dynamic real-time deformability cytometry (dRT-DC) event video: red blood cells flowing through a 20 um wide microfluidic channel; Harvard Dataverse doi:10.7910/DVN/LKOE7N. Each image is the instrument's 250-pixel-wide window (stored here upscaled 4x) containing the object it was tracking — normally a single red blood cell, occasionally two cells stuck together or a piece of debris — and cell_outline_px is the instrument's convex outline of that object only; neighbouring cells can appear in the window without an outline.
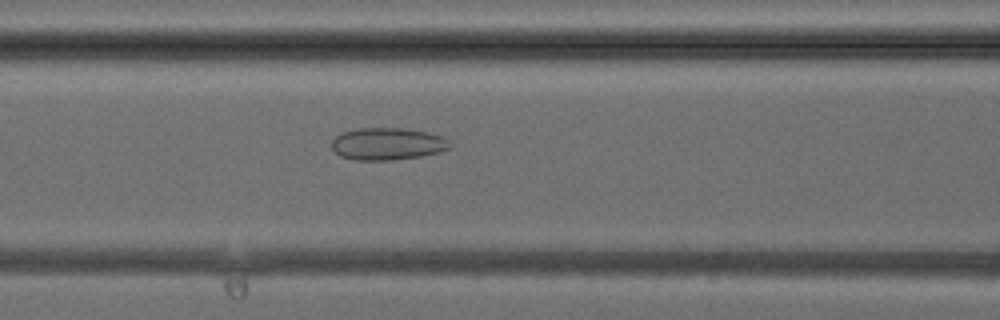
{"species": "common noctule bat (a hibernating species)", "species_latin": "Nyctalus noctula", "temperature_condition": "cold", "stored_images_in_passage": 41, "camera_frame_rate_fps": 3000, "um_per_image_px": 0.085, "animal": {"sex": "female", "body_mass_g": 24.6, "forearm_length_mm": 56.2}, "frame": {"image": 1, "passage_image": 17, "time_ms": 5.333, "image_size_px": [1000, 320], "cell_outline_px": [[452, 148], [440, 152], [420, 156], [392, 160], [356, 160], [340, 156], [332, 148], [332, 140], [336, 136], [344, 132], [360, 128], [400, 128], [424, 132], [440, 136], [448, 140], [452, 144]], "centroid_in_image_um": [32.94, 12.24], "position_along_channel_um": 133.7, "area_um2": 22.02}}
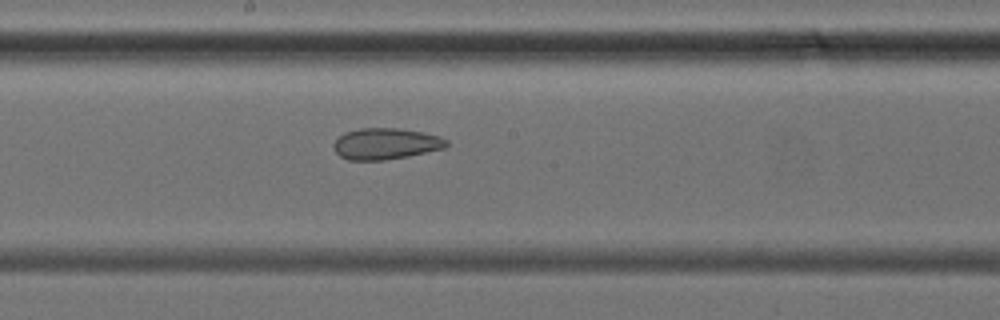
{"frame": {"image": 2, "passage_image": 22, "time_ms": 7.0, "image_size_px": [1000, 320], "cell_outline_px": [[448, 148], [408, 156], [384, 160], [348, 160], [340, 156], [336, 152], [332, 144], [344, 132], [360, 128], [400, 128], [424, 132], [440, 136], [448, 140]], "centroid_in_image_um": [32.82, 12.21], "position_along_channel_um": 215.4, "area_um2": 20.81}}
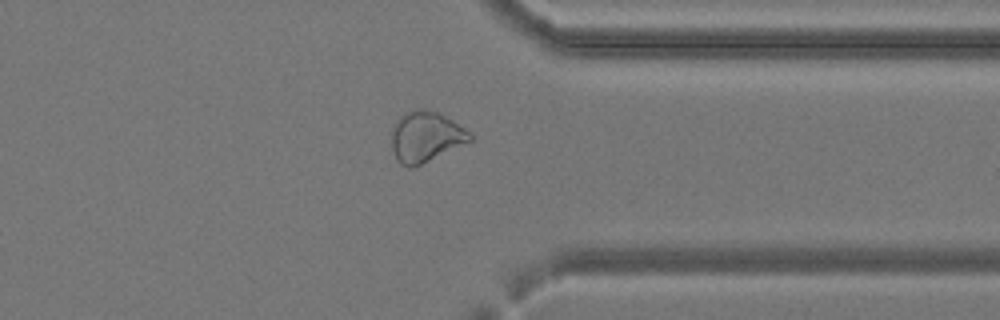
{"frame": {"image": 3, "passage_image": 32, "time_ms": 10.333, "image_size_px": [1000, 320], "cell_outline_px": [[472, 140], [412, 168], [408, 168], [400, 164], [396, 160], [392, 148], [392, 124], [400, 116], [416, 108], [420, 108], [436, 112], [452, 120], [464, 128], [472, 136]], "centroid_in_image_um": [36.13, 11.63], "position_along_channel_um": 375.3, "area_um2": 22.83}}